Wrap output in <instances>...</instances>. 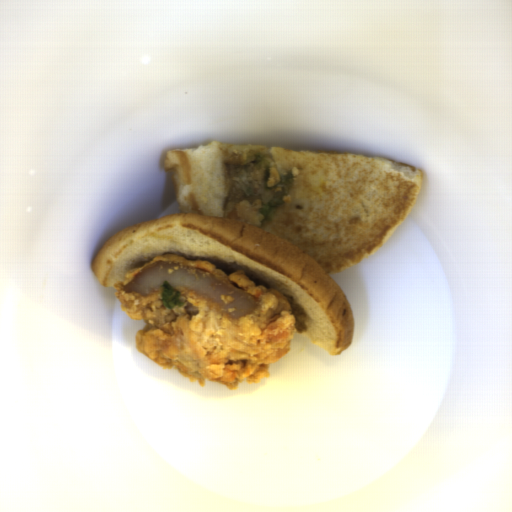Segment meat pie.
<instances>
[{"label": "meat pie", "instance_id": "obj_2", "mask_svg": "<svg viewBox=\"0 0 512 512\" xmlns=\"http://www.w3.org/2000/svg\"><path fill=\"white\" fill-rule=\"evenodd\" d=\"M261 206L260 199H256L253 202H231L228 205H223V218H231L250 226L261 228L262 222L265 219L259 211Z\"/></svg>", "mask_w": 512, "mask_h": 512}, {"label": "meat pie", "instance_id": "obj_1", "mask_svg": "<svg viewBox=\"0 0 512 512\" xmlns=\"http://www.w3.org/2000/svg\"><path fill=\"white\" fill-rule=\"evenodd\" d=\"M165 280L180 291L182 308H164ZM113 287L127 316L145 320L136 350L202 388L212 380L237 391L245 381L270 378V366L290 353L296 335L288 300L242 269L228 274L209 261L162 254L128 270Z\"/></svg>", "mask_w": 512, "mask_h": 512}]
</instances>
